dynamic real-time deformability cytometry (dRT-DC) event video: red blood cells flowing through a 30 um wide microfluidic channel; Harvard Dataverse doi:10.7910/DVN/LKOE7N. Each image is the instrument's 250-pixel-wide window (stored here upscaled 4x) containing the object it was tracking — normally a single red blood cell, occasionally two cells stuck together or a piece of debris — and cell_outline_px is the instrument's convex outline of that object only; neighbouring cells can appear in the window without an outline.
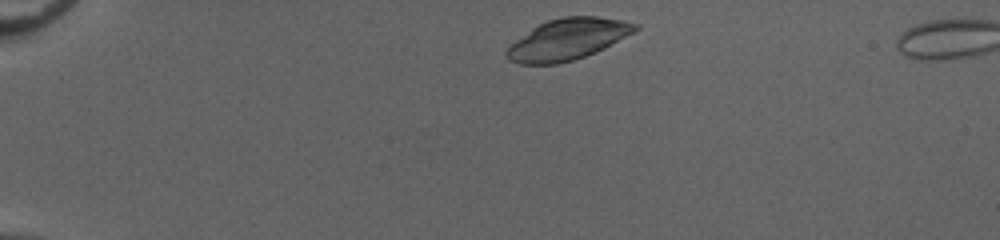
{"species": "common noctule bat (a hibernating species)", "species_latin": "Nyctalus noctula", "temperature_condition": "cold", "stored_images_in_passage": 42, "camera_frame_rate_fps": 3000, "um_per_image_px": 0.085, "animal": {"sex": "female", "body_mass_g": 20.0, "forearm_length_mm": 54.0}, "frame": {"image": 1, "passage_image": 2, "time_ms": 0.333, "image_size_px": [1000, 240], "cell_outline_px": [[640, 28], [604, 48], [596, 52], [572, 60], [556, 64], [520, 64], [508, 60], [504, 56], [504, 52], [516, 40], [532, 28], [548, 20], [564, 16], [600, 16], [640, 24]], "centroid_in_image_um": [48.24, 3.34], "position_along_channel_um": 36.8, "area_um2": 30.63}}